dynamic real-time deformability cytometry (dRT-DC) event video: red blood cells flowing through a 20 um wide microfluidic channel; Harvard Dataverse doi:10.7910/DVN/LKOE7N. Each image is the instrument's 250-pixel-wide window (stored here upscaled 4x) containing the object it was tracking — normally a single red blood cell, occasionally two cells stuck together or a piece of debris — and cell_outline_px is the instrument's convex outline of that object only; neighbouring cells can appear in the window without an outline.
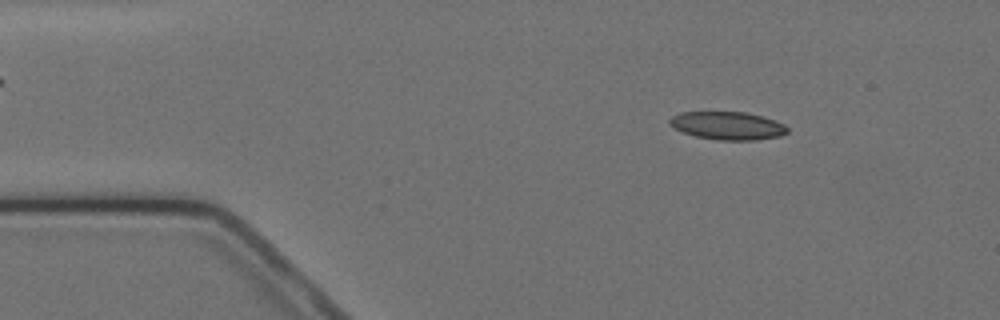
{"species": "Egyptian fruit bat (a non-hibernating species)", "species_latin": "Rousettus aegyptiacus", "temperature_condition": "cold", "stored_images_in_passage": 4, "camera_frame_rate_fps": 3000, "um_per_image_px": 0.085, "animal": {"sex": "female"}, "frame": {"image": 1, "passage_image": 2, "time_ms": 1.333, "image_size_px": [1000, 320], "cell_outline_px": [[788, 132], [780, 136], [756, 140], [720, 140], [696, 136], [684, 132], [676, 128], [668, 120], [672, 116], [680, 112], [744, 112], [764, 116], [776, 120], [784, 124], [788, 128]], "centroid_in_image_um": [61.9, 10.67], "position_along_channel_um": 23.1, "area_um2": 19.13}}